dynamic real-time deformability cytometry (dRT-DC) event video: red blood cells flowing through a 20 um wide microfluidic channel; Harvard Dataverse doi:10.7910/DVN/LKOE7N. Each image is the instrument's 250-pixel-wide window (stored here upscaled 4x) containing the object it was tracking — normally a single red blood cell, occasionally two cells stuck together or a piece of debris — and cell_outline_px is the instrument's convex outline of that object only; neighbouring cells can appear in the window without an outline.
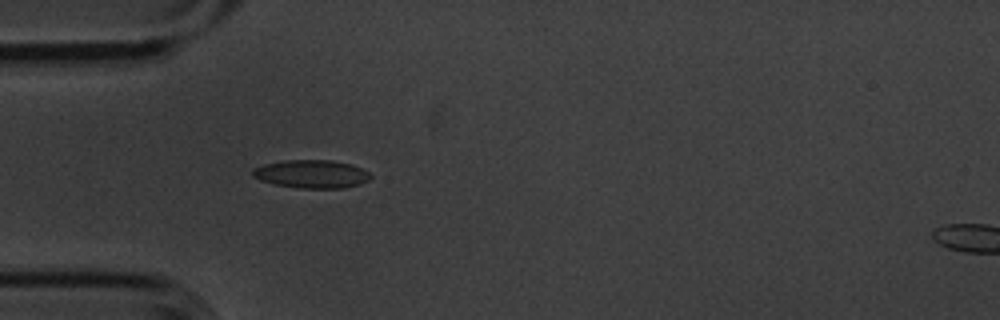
{"species": "common noctule bat (a hibernating species)", "species_latin": "Nyctalus noctula", "temperature_condition": "cold", "stored_images_in_passage": 4, "camera_frame_rate_fps": 3000, "um_per_image_px": 0.085, "animal": {"sex": "male", "body_mass_g": 20.1, "forearm_length_mm": 53.5}, "frame": {"image": 1, "passage_image": 3, "time_ms": 0.667, "image_size_px": [1000, 320], "cell_outline_px": [[372, 176], [368, 180], [360, 184], [344, 188], [300, 188], [276, 184], [260, 180], [252, 176], [252, 168], [264, 164], [284, 160], [332, 160], [352, 164], [368, 172]], "centroid_in_image_um": [26.48, 14.78], "position_along_channel_um": 58.5, "area_um2": 19.36}}